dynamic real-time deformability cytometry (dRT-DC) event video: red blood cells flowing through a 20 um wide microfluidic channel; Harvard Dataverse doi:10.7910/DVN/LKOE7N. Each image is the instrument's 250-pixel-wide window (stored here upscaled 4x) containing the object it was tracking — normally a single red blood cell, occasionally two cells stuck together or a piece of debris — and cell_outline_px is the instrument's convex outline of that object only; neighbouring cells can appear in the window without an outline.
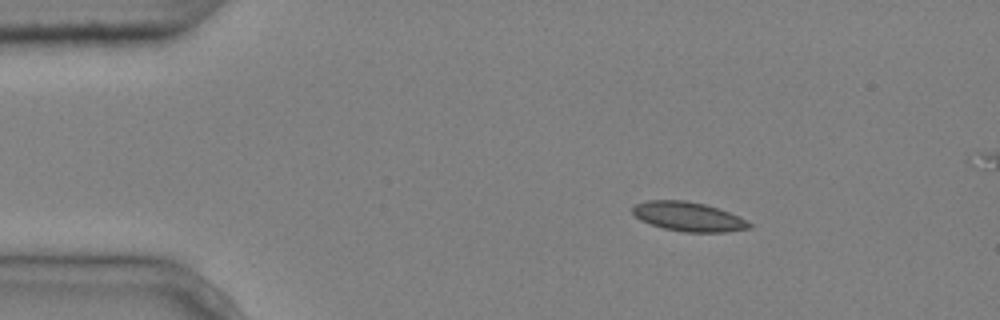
{"species": "common noctule bat (a hibernating species)", "species_latin": "Nyctalus noctula", "temperature_condition": "cold", "stored_images_in_passage": 4, "camera_frame_rate_fps": 3000, "um_per_image_px": 0.085, "animal": {"sex": "male", "body_mass_g": 20.4}, "frame": {"image": 1, "passage_image": 2, "time_ms": 0.333, "image_size_px": [1000, 320], "cell_outline_px": [[752, 228], [728, 232], [684, 232], [664, 228], [640, 220], [632, 212], [632, 208], [636, 204], [648, 200], [684, 200], [704, 204], [740, 216], [752, 224]], "centroid_in_image_um": [58.54, 18.42], "position_along_channel_um": 26.5, "area_um2": 19.83}}